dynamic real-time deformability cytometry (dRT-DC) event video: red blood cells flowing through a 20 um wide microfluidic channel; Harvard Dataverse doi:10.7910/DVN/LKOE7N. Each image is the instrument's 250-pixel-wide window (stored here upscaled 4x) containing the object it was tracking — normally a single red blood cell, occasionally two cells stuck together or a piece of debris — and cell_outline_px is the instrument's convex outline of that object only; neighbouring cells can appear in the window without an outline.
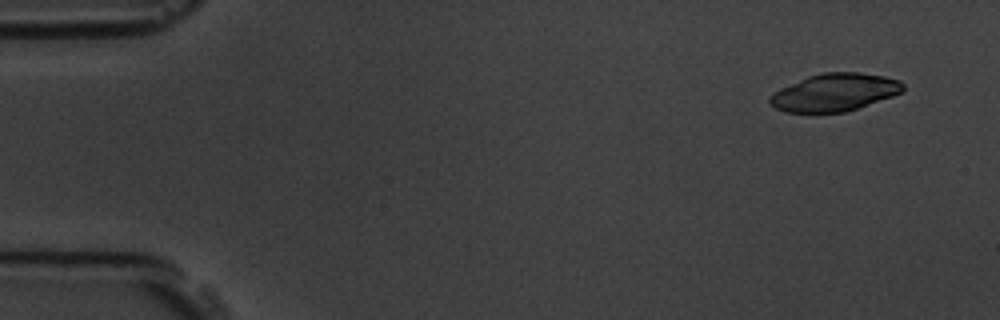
{"species": "common noctule bat (a hibernating species)", "species_latin": "Nyctalus noctula", "temperature_condition": "room temperature", "stored_images_in_passage": 8, "camera_frame_rate_fps": 3000, "um_per_image_px": 0.085, "animal": {"sex": "male", "body_mass_g": 19.5, "forearm_length_mm": 54.6}, "frame": {"image": 1, "passage_image": 1, "time_ms": 0.0, "image_size_px": [1000, 320], "cell_outline_px": [[904, 92], [844, 112], [784, 112], [776, 108], [768, 100], [768, 96], [772, 92], [780, 88], [808, 76], [824, 72], [860, 72], [884, 76], [900, 80], [904, 84]], "centroid_in_image_um": [70.93, 7.84], "position_along_channel_um": 14.1, "area_um2": 29.13}}